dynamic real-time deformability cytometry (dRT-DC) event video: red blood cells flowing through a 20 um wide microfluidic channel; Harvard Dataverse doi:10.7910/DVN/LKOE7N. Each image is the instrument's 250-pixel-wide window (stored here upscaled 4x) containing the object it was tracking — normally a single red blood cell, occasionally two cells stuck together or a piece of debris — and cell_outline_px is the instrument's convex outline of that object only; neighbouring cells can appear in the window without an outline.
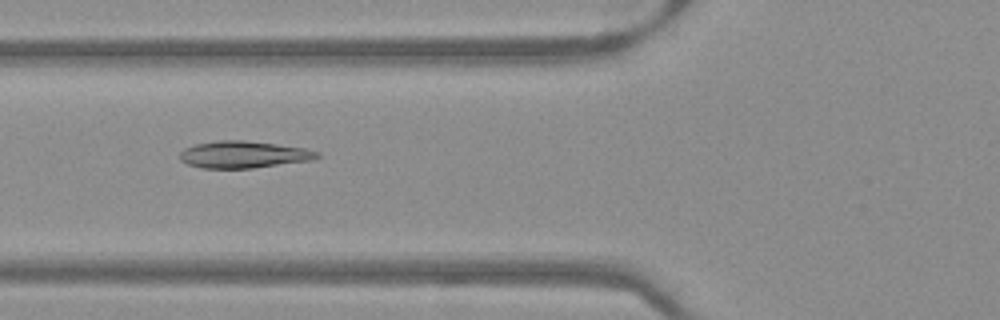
{"species": "Egyptian fruit bat (a non-hibernating species)", "species_latin": "Rousettus aegyptiacus", "temperature_condition": "warm", "stored_images_in_passage": 51, "camera_frame_rate_fps": 3000, "um_per_image_px": 0.085, "frame": {"image": 1, "passage_image": 20, "time_ms": 6.333, "image_size_px": [1000, 320], "cell_outline_px": [[320, 156], [316, 160], [252, 168], [200, 168], [188, 164], [180, 160], [180, 152], [184, 148], [196, 144], [216, 140], [244, 140], [276, 144], [304, 148], [320, 152]], "centroid_in_image_um": [20.73, 13.14], "position_along_channel_um": 105.1, "area_um2": 21.73}}
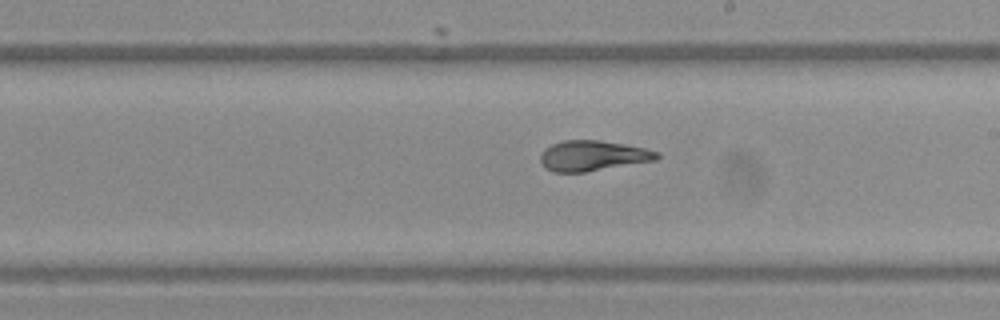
{"frame": {"image": 2, "passage_image": 30, "time_ms": 9.667, "image_size_px": [1000, 320], "cell_outline_px": [[660, 156], [656, 160], [584, 172], [552, 172], [544, 168], [540, 164], [540, 152], [544, 148], [552, 144], [564, 140], [600, 140], [624, 144], [644, 148], [660, 152]], "centroid_in_image_um": [50.34, 13.24], "position_along_channel_um": 238.7, "area_um2": 20.75}}
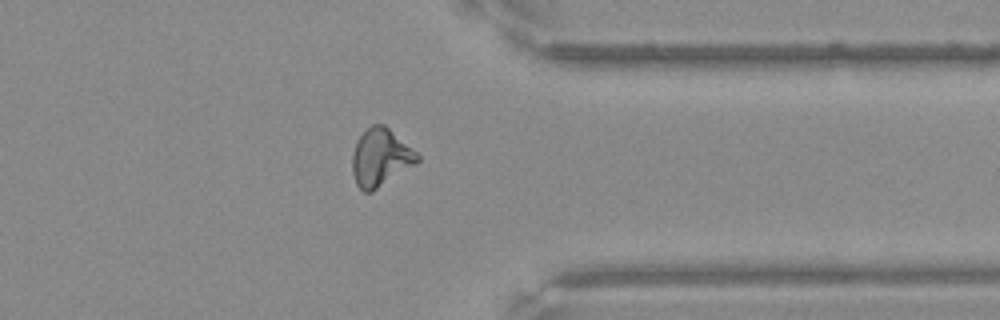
{"frame": {"image": 3, "passage_image": 41, "time_ms": 13.333, "image_size_px": [1000, 320], "cell_outline_px": [[420, 160], [416, 164], [372, 192], [364, 192], [356, 184], [352, 172], [352, 152], [356, 140], [372, 124], [384, 124], [416, 152], [420, 156]], "centroid_in_image_um": [32.33, 13.4], "position_along_channel_um": 379.1, "area_um2": 21.79}}